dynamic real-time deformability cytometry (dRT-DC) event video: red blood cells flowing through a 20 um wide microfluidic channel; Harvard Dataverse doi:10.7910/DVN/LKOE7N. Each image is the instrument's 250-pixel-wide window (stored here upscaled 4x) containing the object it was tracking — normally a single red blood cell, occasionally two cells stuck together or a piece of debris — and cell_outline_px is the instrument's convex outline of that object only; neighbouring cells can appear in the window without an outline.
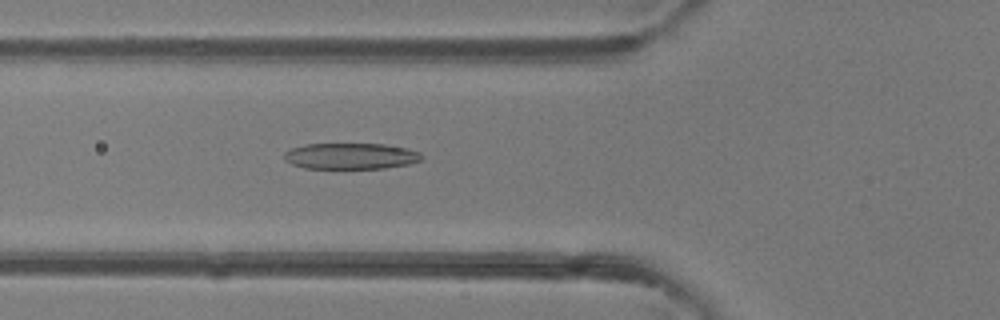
{"species": "common noctule bat (a hibernating species)", "species_latin": "Nyctalus noctula", "temperature_condition": "room temperature", "stored_images_in_passage": 43, "camera_frame_rate_fps": 3000, "um_per_image_px": 0.085, "animal": {"sex": "female"}, "frame": {"image": 1, "passage_image": 13, "time_ms": 4.0, "image_size_px": [1000, 320], "cell_outline_px": [[424, 156], [420, 160], [408, 164], [384, 168], [304, 168], [292, 164], [284, 160], [284, 152], [292, 148], [304, 144], [384, 144], [404, 148], [420, 152]], "centroid_in_image_um": [29.79, 13.26], "position_along_channel_um": 96.0, "area_um2": 20.81}}
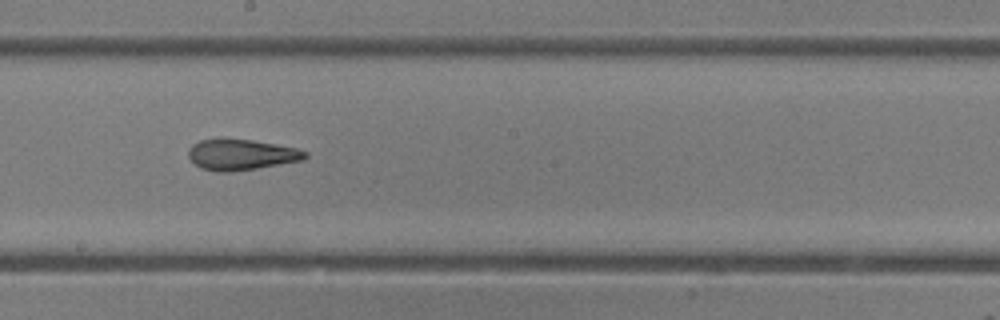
{"frame": {"image": 2, "passage_image": 22, "time_ms": 7.0, "image_size_px": [1000, 320], "cell_outline_px": [[308, 156], [304, 160], [256, 168], [228, 172], [216, 172], [200, 168], [188, 156], [188, 148], [192, 144], [200, 140], [220, 136], [252, 140], [276, 144], [296, 148], [308, 152]], "centroid_in_image_um": [20.47, 13.11], "position_along_channel_um": 227.7, "area_um2": 21.44}}
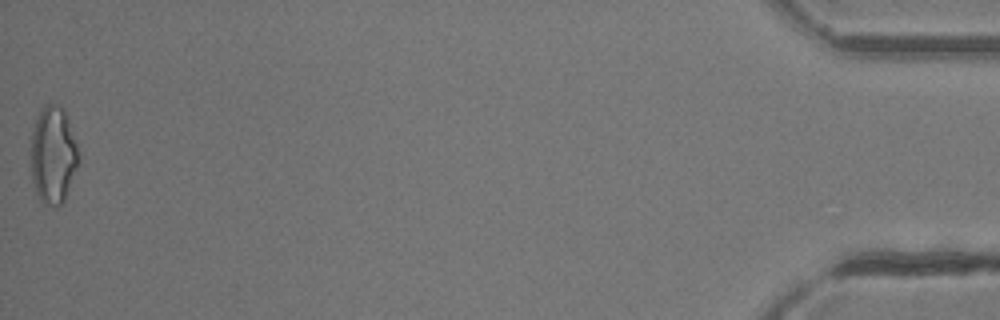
{"frame": {"image": 3, "passage_image": 43, "time_ms": 14.0, "image_size_px": [1000, 320], "cell_outline_px": [[80, 160], [64, 200], [56, 208], [44, 204], [40, 200], [36, 192], [32, 180], [32, 132], [40, 108], [44, 104], [60, 104], [64, 108], [80, 156]], "centroid_in_image_um": [4.53, 13.17], "position_along_channel_um": 430.7, "area_um2": 26.99}, "authors_computed_cell_mechanics": {"area_um2": 21.964, "velocity_mm_per_s": 4.3584, "shape_relaxation_time_tau1_ms": 8.8555, "shape_relaxation_time_tau2_ms": 1.5671, "deformation_change_tau1": 0.2752, "deformation_change_tau2": 0.1088}}